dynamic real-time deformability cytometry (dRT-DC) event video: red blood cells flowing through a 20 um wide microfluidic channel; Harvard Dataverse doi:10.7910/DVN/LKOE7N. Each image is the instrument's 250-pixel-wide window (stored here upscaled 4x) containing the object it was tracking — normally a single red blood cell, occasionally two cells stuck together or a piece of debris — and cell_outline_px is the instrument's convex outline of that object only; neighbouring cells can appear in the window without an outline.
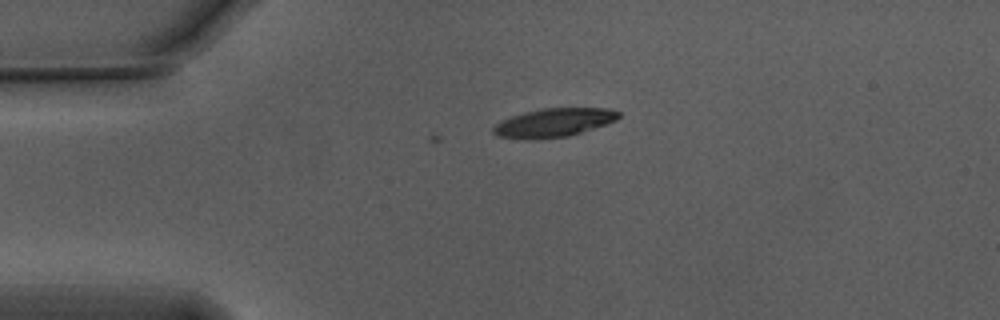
{"species": "Egyptian fruit bat (a non-hibernating species)", "species_latin": "Rousettus aegyptiacus", "temperature_condition": "warm", "stored_images_in_passage": 4, "camera_frame_rate_fps": 3000, "um_per_image_px": 0.085, "animal": {"sex": "male"}, "frame": {"image": 1, "passage_image": 1, "time_ms": 0.0, "image_size_px": [1000, 320], "cell_outline_px": [[620, 116], [616, 120], [568, 136], [536, 140], [532, 140], [496, 136], [492, 132], [492, 128], [500, 120], [524, 112], [544, 108], [608, 108], [620, 112]], "centroid_in_image_um": [47.02, 10.43], "position_along_channel_um": 38.0, "area_um2": 20.87}}